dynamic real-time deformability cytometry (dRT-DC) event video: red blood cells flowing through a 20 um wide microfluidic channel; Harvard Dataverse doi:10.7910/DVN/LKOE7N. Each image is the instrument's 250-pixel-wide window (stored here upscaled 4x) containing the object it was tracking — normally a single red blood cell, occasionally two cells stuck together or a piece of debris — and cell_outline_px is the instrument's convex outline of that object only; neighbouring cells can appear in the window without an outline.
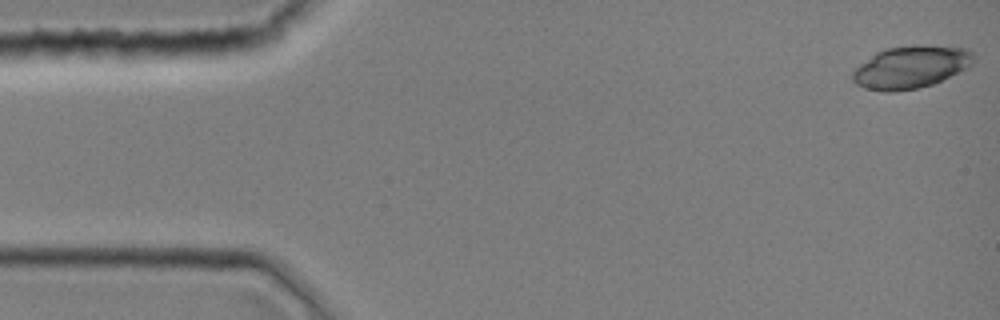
{"species": "common noctule bat (a hibernating species)", "species_latin": "Nyctalus noctula", "temperature_condition": "room temperature", "stored_images_in_passage": 43, "camera_frame_rate_fps": 3000, "um_per_image_px": 0.085, "animal": {"sex": "female", "body_mass_g": 19.0, "forearm_length_mm": 51.5}, "frame": {"image": 1, "passage_image": 1, "time_ms": 0.0, "image_size_px": [1000, 320], "cell_outline_px": [[976, 56], [972, 64], [968, 68], [932, 84], [916, 88], [892, 92], [884, 92], [864, 88], [856, 84], [852, 80], [852, 72], [860, 64], [876, 52], [884, 48], [916, 44], [924, 44], [968, 48]], "centroid_in_image_um": [77.43, 5.68], "position_along_channel_um": 7.6, "area_um2": 30.29}}
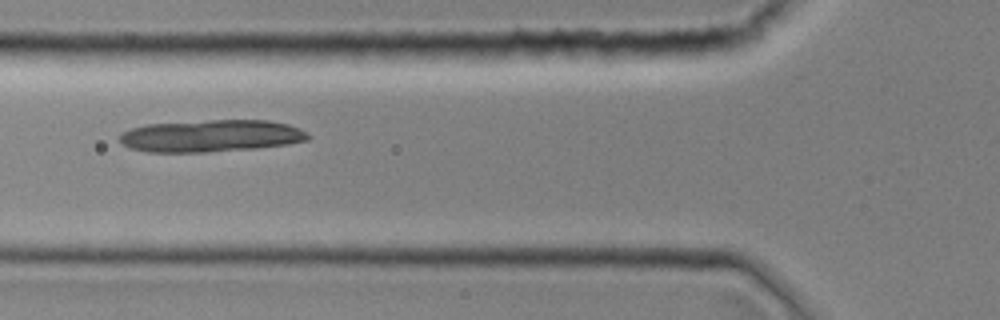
{"frame": {"image": 2, "passage_image": 16, "time_ms": 5.0, "image_size_px": [1000, 320], "cell_outline_px": [[312, 136], [308, 140], [288, 144], [256, 148], [208, 152], [148, 152], [128, 148], [120, 140], [120, 132], [144, 124], [208, 120], [268, 120], [288, 124], [300, 128], [308, 132]], "centroid_in_image_um": [17.95, 11.54], "position_along_channel_um": 107.8, "area_um2": 35.6}}
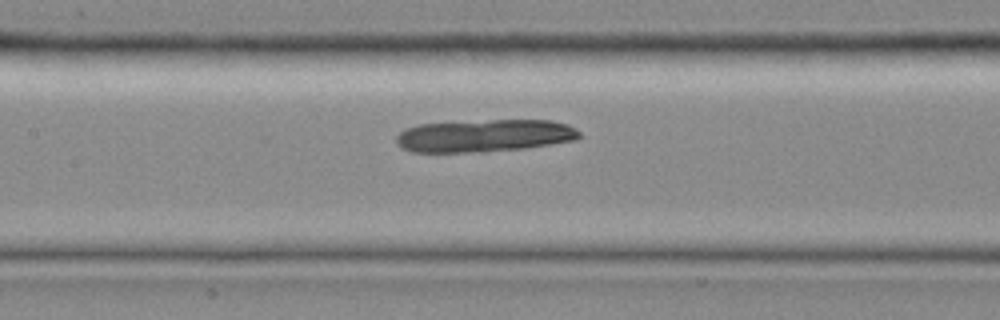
{"frame": {"image": 3, "passage_image": 20, "time_ms": 6.333, "image_size_px": [1000, 320], "cell_outline_px": [[580, 136], [576, 140], [528, 148], [484, 152], [412, 152], [400, 148], [396, 144], [396, 136], [404, 128], [420, 124], [492, 120], [552, 120], [568, 124], [576, 128], [580, 132]], "centroid_in_image_um": [41.18, 11.54], "position_along_channel_um": 166.2, "area_um2": 35.08}}